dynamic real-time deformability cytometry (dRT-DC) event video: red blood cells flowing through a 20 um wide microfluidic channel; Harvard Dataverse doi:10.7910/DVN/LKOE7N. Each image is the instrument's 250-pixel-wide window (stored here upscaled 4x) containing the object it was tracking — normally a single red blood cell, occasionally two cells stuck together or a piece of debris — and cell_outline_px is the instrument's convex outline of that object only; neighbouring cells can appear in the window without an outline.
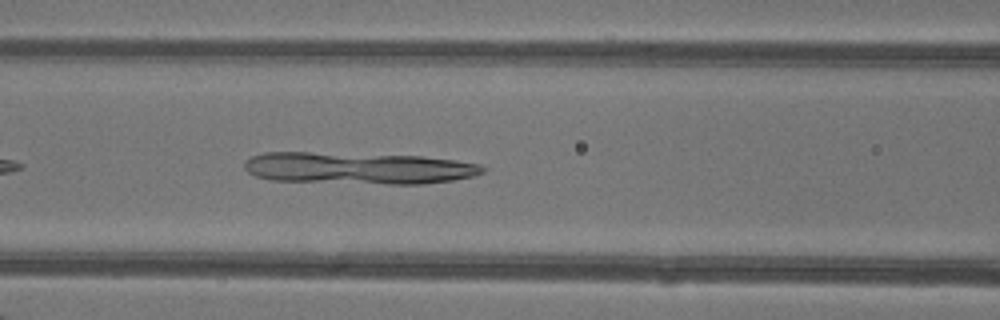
{"species": "common noctule bat (a hibernating species)", "species_latin": "Nyctalus noctula", "temperature_condition": "warm", "stored_images_in_passage": 29, "camera_frame_rate_fps": 3000, "um_per_image_px": 0.085, "animal": {"sex": "female"}, "frame": {"image": 1, "passage_image": 7, "time_ms": 2.0, "image_size_px": [1000, 320], "cell_outline_px": [[488, 168], [484, 172], [472, 176], [452, 180], [424, 184], [388, 184], [272, 180], [256, 176], [248, 172], [244, 168], [244, 160], [252, 156], [264, 152], [308, 152], [420, 156], [456, 160], [480, 164]], "centroid_in_image_um": [30.46, 14.29], "position_along_channel_um": 136.1, "area_um2": 44.27}}
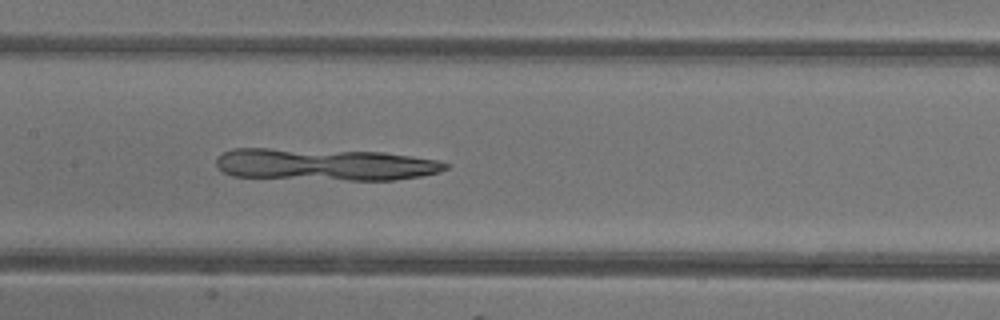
{"frame": {"image": 2, "passage_image": 10, "time_ms": 3.0, "image_size_px": [1000, 320], "cell_outline_px": [[448, 168], [440, 172], [420, 176], [396, 180], [348, 180], [232, 176], [224, 172], [216, 164], [216, 156], [232, 148], [268, 148], [384, 152], [440, 160], [448, 164]], "centroid_in_image_um": [27.63, 13.97], "position_along_channel_um": 179.8, "area_um2": 42.95}}
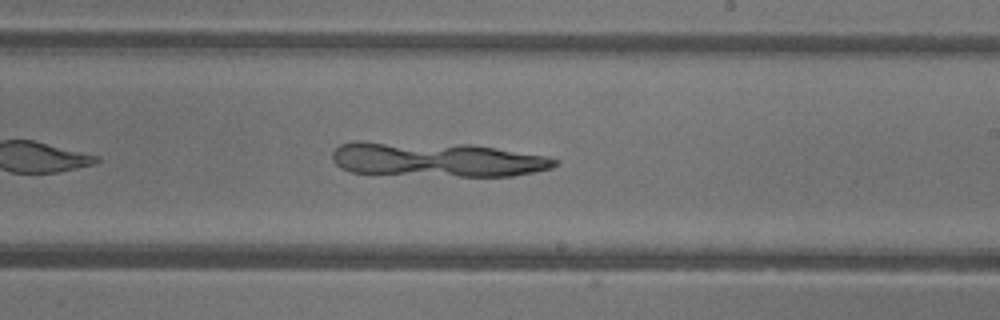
{"frame": {"image": 3, "passage_image": 15, "time_ms": 4.667, "image_size_px": [1000, 320], "cell_outline_px": [[560, 164], [552, 168], [512, 176], [460, 176], [352, 172], [340, 168], [332, 160], [332, 152], [340, 144], [352, 140], [360, 140], [472, 144], [544, 156], [560, 160]], "centroid_in_image_um": [37.07, 13.53], "position_along_channel_um": 251.9, "area_um2": 45.26}}